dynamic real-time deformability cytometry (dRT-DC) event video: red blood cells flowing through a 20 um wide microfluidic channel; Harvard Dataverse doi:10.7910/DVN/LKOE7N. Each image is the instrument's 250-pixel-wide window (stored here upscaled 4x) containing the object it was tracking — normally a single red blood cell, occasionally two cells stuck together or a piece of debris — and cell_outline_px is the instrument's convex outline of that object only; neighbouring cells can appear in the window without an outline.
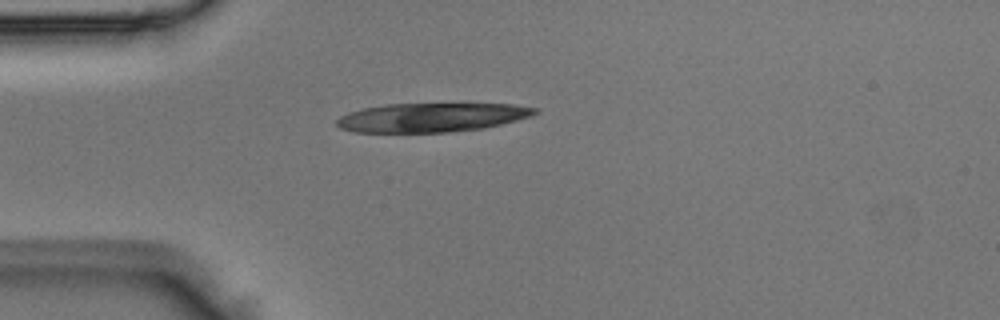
{"species": "Egyptian fruit bat (a non-hibernating species)", "species_latin": "Rousettus aegyptiacus", "temperature_condition": "room temperature", "stored_images_in_passage": 37, "camera_frame_rate_fps": 3000, "um_per_image_px": 0.085, "animal": {"sex": "male"}, "frame": {"image": 1, "passage_image": 1, "time_ms": 0.0, "image_size_px": [1000, 320], "cell_outline_px": [[536, 112], [532, 116], [484, 128], [448, 132], [352, 132], [340, 128], [336, 124], [336, 120], [340, 116], [348, 112], [364, 108], [388, 104], [512, 104], [536, 108]], "centroid_in_image_um": [36.64, 9.98], "position_along_channel_um": 48.4, "area_um2": 33.23}}